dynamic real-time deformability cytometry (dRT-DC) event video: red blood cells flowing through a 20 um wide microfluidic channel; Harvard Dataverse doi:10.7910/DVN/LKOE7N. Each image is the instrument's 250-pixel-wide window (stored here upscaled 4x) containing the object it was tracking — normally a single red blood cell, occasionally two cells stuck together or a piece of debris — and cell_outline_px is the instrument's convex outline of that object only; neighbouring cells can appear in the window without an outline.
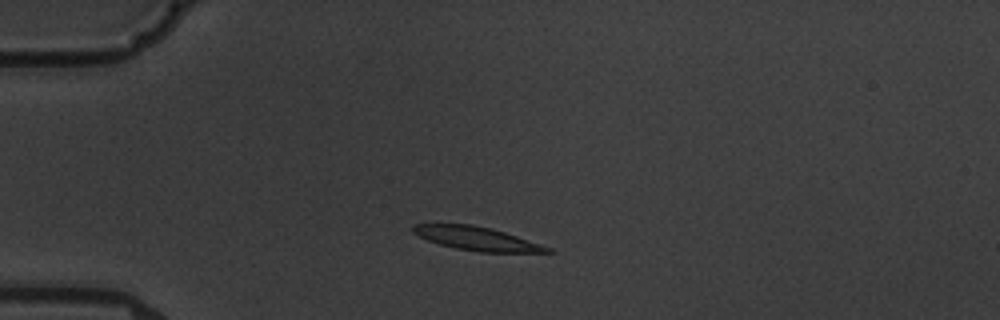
{"species": "common noctule bat (a hibernating species)", "species_latin": "Nyctalus noctula", "temperature_condition": "warm", "stored_images_in_passage": 5, "camera_frame_rate_fps": 3000, "um_per_image_px": 0.085, "animal": {"sex": "male", "body_mass_g": 19.5, "forearm_length_mm": 54.6}, "frame": {"image": 1, "passage_image": 3, "time_ms": 2.0, "image_size_px": [1000, 320], "cell_outline_px": [[556, 252], [480, 252], [456, 248], [440, 244], [428, 240], [412, 232], [412, 224], [472, 224], [492, 228], [552, 248]], "centroid_in_image_um": [40.53, 20.27], "position_along_channel_um": 44.5, "area_um2": 18.26}}
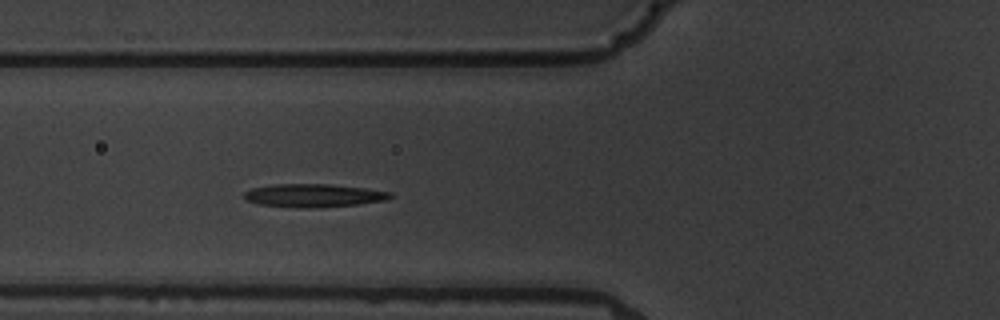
{"frame": {"image": 2, "passage_image": 5, "time_ms": 4.333, "image_size_px": [1000, 320], "cell_outline_px": [[396, 196], [388, 200], [360, 204], [308, 208], [296, 208], [260, 204], [244, 200], [244, 192], [252, 188], [276, 184], [328, 184], [368, 188], [392, 192]], "centroid_in_image_um": [26.72, 16.62], "position_along_channel_um": 99.1, "area_um2": 20.0}}